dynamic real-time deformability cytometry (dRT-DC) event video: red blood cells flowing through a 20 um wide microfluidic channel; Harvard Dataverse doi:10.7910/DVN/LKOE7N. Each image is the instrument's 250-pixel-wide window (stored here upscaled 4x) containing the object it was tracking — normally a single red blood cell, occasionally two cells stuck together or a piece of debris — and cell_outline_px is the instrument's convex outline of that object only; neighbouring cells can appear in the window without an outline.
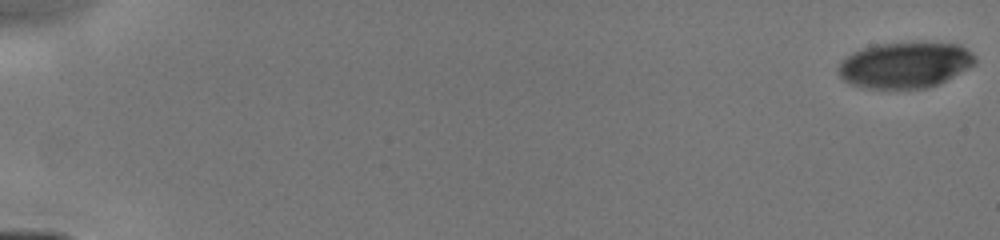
{"species": "human", "species_latin": "Homo sapiens", "temperature_condition": "cold", "stored_images_in_passage": 25, "camera_frame_rate_fps": 3000, "um_per_image_px": 0.085, "donor": {"sex": "male"}, "frame": {"image": 1, "passage_image": 1, "time_ms": 0.0, "image_size_px": [1000, 240], "cell_outline_px": [[976, 64], [928, 88], [868, 88], [852, 84], [844, 80], [840, 76], [836, 68], [840, 60], [852, 52], [876, 44], [916, 40], [920, 40], [960, 44], [972, 52], [976, 56]], "centroid_in_image_um": [76.93, 5.47], "position_along_channel_um": 8.1, "area_um2": 37.34}}
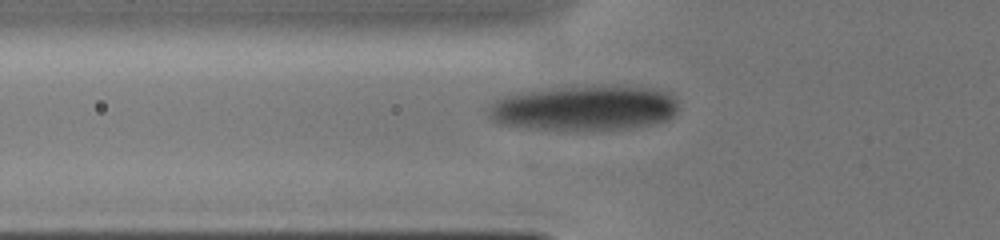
{"frame": {"image": 2, "passage_image": 16, "time_ms": 6.0, "image_size_px": [1000, 240], "cell_outline_px": [[680, 108], [676, 116], [668, 120], [652, 124], [632, 128], [572, 132], [560, 132], [520, 128], [496, 124], [488, 116], [488, 108], [496, 100], [504, 96], [516, 92], [600, 84], [652, 88], [668, 92], [676, 100]], "centroid_in_image_um": [49.66, 9.21], "position_along_channel_um": 76.1, "area_um2": 52.02}}
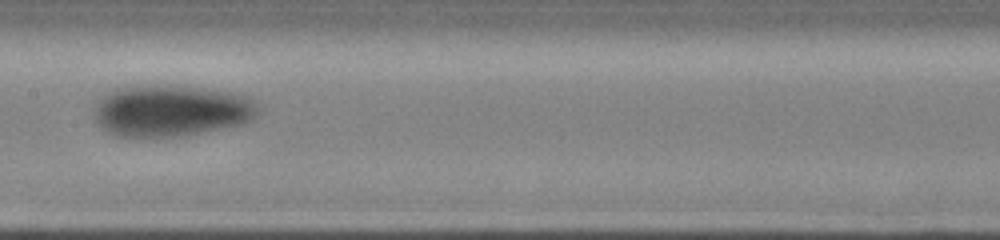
{"frame": {"image": 3, "passage_image": 24, "time_ms": 8.667, "image_size_px": [1000, 240], "cell_outline_px": [[260, 112], [252, 120], [244, 124], [188, 136], [116, 136], [100, 128], [92, 112], [92, 108], [108, 92], [116, 88], [136, 84], [164, 84], [204, 88], [228, 92], [244, 96], [252, 100], [260, 108]], "centroid_in_image_um": [14.53, 9.4], "position_along_channel_um": 192.9, "area_um2": 50.11}}